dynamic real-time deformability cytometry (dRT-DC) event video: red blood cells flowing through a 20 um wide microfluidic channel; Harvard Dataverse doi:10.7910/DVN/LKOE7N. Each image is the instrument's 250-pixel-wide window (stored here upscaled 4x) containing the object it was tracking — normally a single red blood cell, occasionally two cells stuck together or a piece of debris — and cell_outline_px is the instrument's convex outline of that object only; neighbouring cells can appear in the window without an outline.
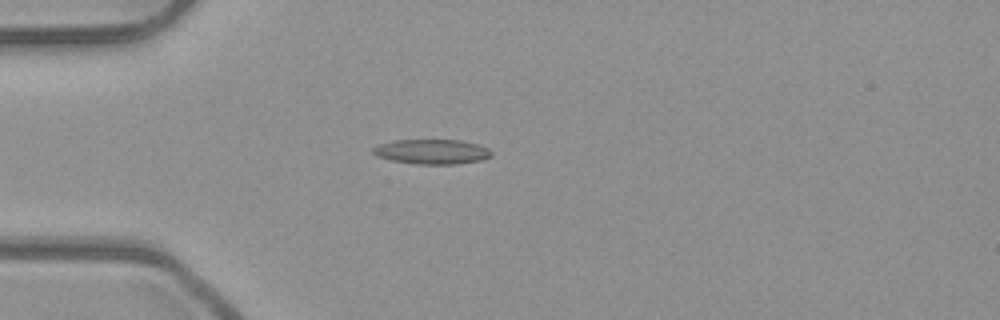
{"species": "common noctule bat (a hibernating species)", "species_latin": "Nyctalus noctula", "temperature_condition": "room temperature", "stored_images_in_passage": 1, "camera_frame_rate_fps": 3000, "um_per_image_px": 0.085, "animal": {"sex": "male", "body_mass_g": 23.1, "forearm_length_mm": 52.7}, "frame": {"image": 1, "passage_image": 1, "time_ms": 0.0, "image_size_px": [1000, 320], "cell_outline_px": [[492, 156], [480, 160], [456, 164], [416, 164], [392, 160], [380, 156], [372, 152], [372, 148], [380, 144], [396, 140], [460, 140], [476, 144], [488, 148], [492, 152]], "centroid_in_image_um": [36.74, 12.89], "position_along_channel_um": 48.3, "area_um2": 16.88}}